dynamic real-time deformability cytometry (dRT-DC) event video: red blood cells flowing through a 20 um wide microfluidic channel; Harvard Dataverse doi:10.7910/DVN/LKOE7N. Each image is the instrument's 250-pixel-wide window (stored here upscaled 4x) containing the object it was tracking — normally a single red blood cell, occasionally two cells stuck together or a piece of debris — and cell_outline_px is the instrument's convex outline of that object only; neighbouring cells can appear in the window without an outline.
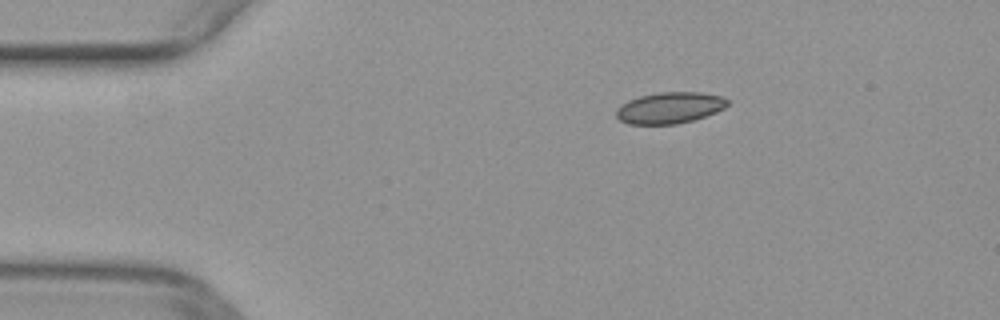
{"species": "common noctule bat (a hibernating species)", "species_latin": "Nyctalus noctula", "temperature_condition": "warm", "stored_images_in_passage": 43, "camera_frame_rate_fps": 3000, "um_per_image_px": 0.085, "animal": {"sex": "female", "body_mass_g": 29.2, "forearm_length_mm": 56.3}, "frame": {"image": 1, "passage_image": 1, "time_ms": 0.0, "image_size_px": [1000, 320], "cell_outline_px": [[728, 104], [724, 108], [716, 112], [692, 120], [676, 124], [628, 124], [620, 120], [616, 116], [616, 108], [620, 104], [628, 100], [640, 96], [660, 92], [700, 92], [724, 96], [728, 100]], "centroid_in_image_um": [56.91, 9.15], "position_along_channel_um": 28.1, "area_um2": 20.35}}
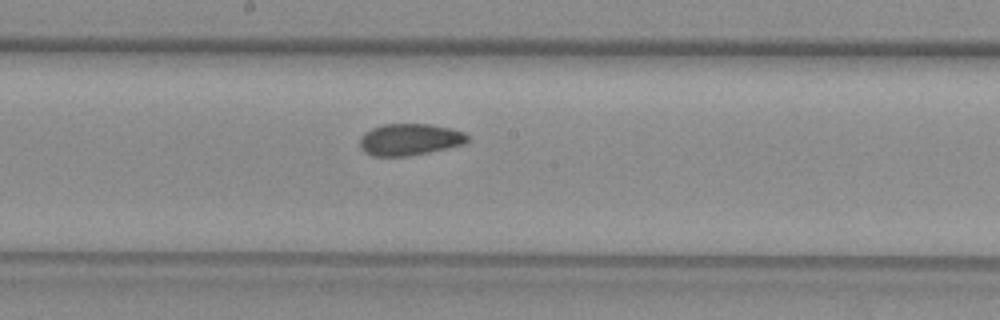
{"frame": {"image": 2, "passage_image": 19, "time_ms": 6.0, "image_size_px": [1000, 320], "cell_outline_px": [[468, 140], [464, 144], [448, 148], [408, 156], [372, 156], [364, 152], [360, 148], [360, 136], [364, 132], [380, 124], [428, 124], [452, 128], [464, 132], [468, 136]], "centroid_in_image_um": [34.8, 11.85], "position_along_channel_um": 213.4, "area_um2": 20.06}}
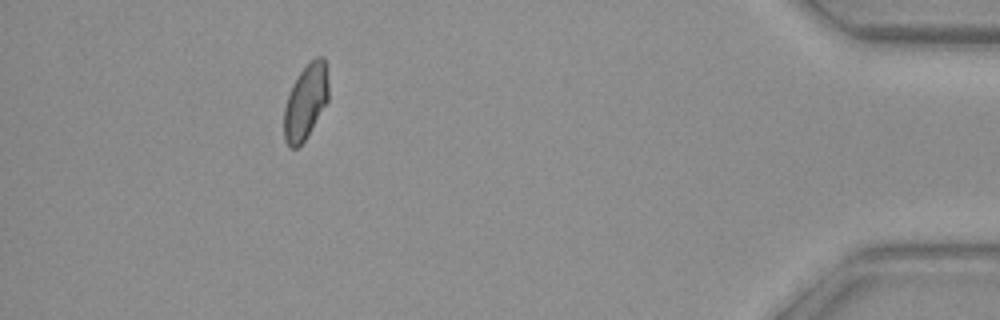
{"frame": {"image": 3, "passage_image": 38, "time_ms": 12.333, "image_size_px": [1000, 320], "cell_outline_px": [[328, 100], [304, 140], [296, 148], [288, 148], [284, 140], [284, 108], [292, 84], [300, 72], [316, 56], [324, 56], [328, 76]], "centroid_in_image_um": [25.97, 8.64], "position_along_channel_um": 409.2, "area_um2": 19.25}}